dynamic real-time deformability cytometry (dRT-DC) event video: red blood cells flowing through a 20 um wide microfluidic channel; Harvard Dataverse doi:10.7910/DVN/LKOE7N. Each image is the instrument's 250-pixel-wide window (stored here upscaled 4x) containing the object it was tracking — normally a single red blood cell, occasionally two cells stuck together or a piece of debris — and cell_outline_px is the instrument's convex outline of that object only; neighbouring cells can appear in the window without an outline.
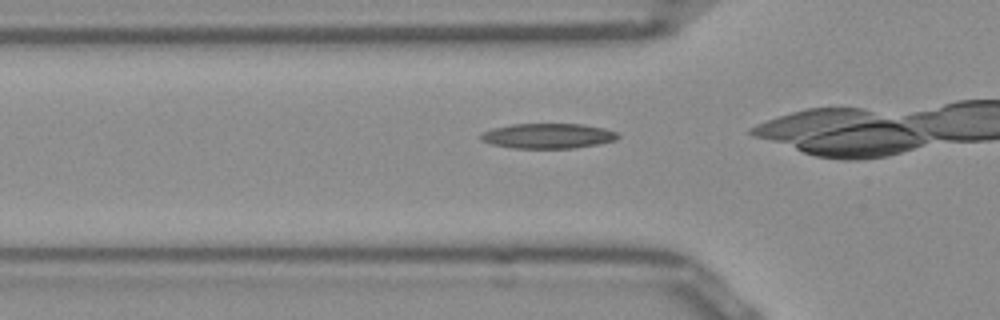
{"species": "Egyptian fruit bat (a non-hibernating species)", "species_latin": "Rousettus aegyptiacus", "temperature_condition": "room temperature", "stored_images_in_passage": 7, "camera_frame_rate_fps": 3000, "um_per_image_px": 0.085, "frame": {"image": 1, "passage_image": 3, "time_ms": 0.667, "image_size_px": [1000, 320], "cell_outline_px": [[620, 136], [616, 140], [596, 144], [572, 148], [512, 148], [492, 144], [480, 140], [480, 136], [484, 132], [492, 128], [512, 124], [584, 124], [604, 128], [616, 132]], "centroid_in_image_um": [46.57, 11.55], "position_along_channel_um": 79.2, "area_um2": 19.94}}
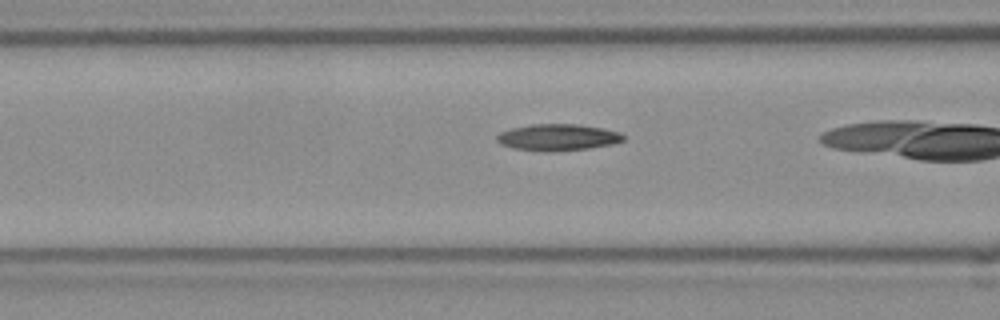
{"frame": {"image": 2, "passage_image": 6, "time_ms": 1.667, "image_size_px": [1000, 320], "cell_outline_px": [[624, 140], [612, 144], [592, 148], [552, 152], [544, 152], [512, 148], [500, 144], [496, 140], [496, 136], [500, 132], [512, 128], [532, 124], [576, 124], [604, 128], [620, 132], [624, 136]], "centroid_in_image_um": [47.41, 11.68], "position_along_channel_um": 119.2, "area_um2": 19.83}}